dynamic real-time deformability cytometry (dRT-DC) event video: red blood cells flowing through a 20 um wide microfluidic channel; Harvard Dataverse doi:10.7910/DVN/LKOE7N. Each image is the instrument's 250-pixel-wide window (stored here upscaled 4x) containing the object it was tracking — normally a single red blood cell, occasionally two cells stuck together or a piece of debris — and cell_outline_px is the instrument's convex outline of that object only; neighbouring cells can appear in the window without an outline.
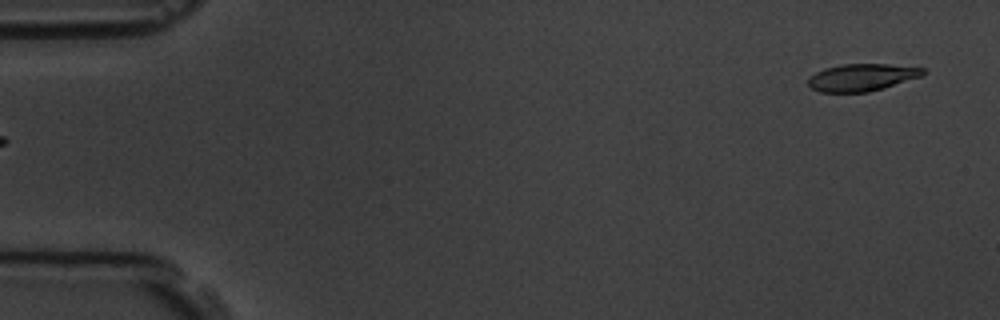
{"species": "common noctule bat (a hibernating species)", "species_latin": "Nyctalus noctula", "temperature_condition": "room temperature", "stored_images_in_passage": 6, "segment_of_instrument_passage": [2, 2], "camera_frame_rate_fps": 3000, "um_per_image_px": 0.085, "animal": {"sex": "male", "body_mass_g": 19.5, "forearm_length_mm": 54.6}, "frame": {"image": 1, "passage_image": 6, "time_ms": 5.667, "image_size_px": [1000, 320], "cell_outline_px": [[928, 72], [920, 76], [884, 88], [868, 92], [820, 92], [812, 88], [808, 84], [808, 76], [824, 68], [840, 64], [888, 64], [924, 68]], "centroid_in_image_um": [73.23, 6.57], "position_along_channel_um": 11.8, "area_um2": 18.26}}